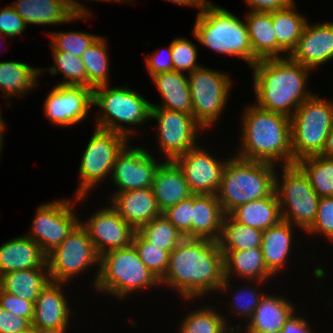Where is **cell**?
I'll return each mask as SVG.
<instances>
[{"label":"cell","mask_w":333,"mask_h":333,"mask_svg":"<svg viewBox=\"0 0 333 333\" xmlns=\"http://www.w3.org/2000/svg\"><path fill=\"white\" fill-rule=\"evenodd\" d=\"M224 255L218 241L185 238L171 253L161 284L173 287L185 299L220 290L224 282Z\"/></svg>","instance_id":"obj_1"},{"label":"cell","mask_w":333,"mask_h":333,"mask_svg":"<svg viewBox=\"0 0 333 333\" xmlns=\"http://www.w3.org/2000/svg\"><path fill=\"white\" fill-rule=\"evenodd\" d=\"M260 59L253 69V85L259 108L289 118L313 94L306 89L312 71L290 57Z\"/></svg>","instance_id":"obj_2"},{"label":"cell","mask_w":333,"mask_h":333,"mask_svg":"<svg viewBox=\"0 0 333 333\" xmlns=\"http://www.w3.org/2000/svg\"><path fill=\"white\" fill-rule=\"evenodd\" d=\"M243 114L241 150L235 156L271 164L283 161L281 166L293 164L290 118L261 109L256 104L246 107Z\"/></svg>","instance_id":"obj_3"},{"label":"cell","mask_w":333,"mask_h":333,"mask_svg":"<svg viewBox=\"0 0 333 333\" xmlns=\"http://www.w3.org/2000/svg\"><path fill=\"white\" fill-rule=\"evenodd\" d=\"M193 35L209 49L243 59L250 67L259 61L253 53L246 22L212 2L207 1L198 12Z\"/></svg>","instance_id":"obj_4"},{"label":"cell","mask_w":333,"mask_h":333,"mask_svg":"<svg viewBox=\"0 0 333 333\" xmlns=\"http://www.w3.org/2000/svg\"><path fill=\"white\" fill-rule=\"evenodd\" d=\"M274 164L236 157L227 159L216 197L225 215L250 201L270 196L275 189Z\"/></svg>","instance_id":"obj_5"},{"label":"cell","mask_w":333,"mask_h":333,"mask_svg":"<svg viewBox=\"0 0 333 333\" xmlns=\"http://www.w3.org/2000/svg\"><path fill=\"white\" fill-rule=\"evenodd\" d=\"M98 268L93 285L95 289L120 299L130 296L133 291L161 285L160 280L139 258L132 244L102 254Z\"/></svg>","instance_id":"obj_6"},{"label":"cell","mask_w":333,"mask_h":333,"mask_svg":"<svg viewBox=\"0 0 333 333\" xmlns=\"http://www.w3.org/2000/svg\"><path fill=\"white\" fill-rule=\"evenodd\" d=\"M151 104L138 92L128 87L99 86L93 89V105L100 108L97 113L96 128L118 132L129 138L137 132L135 129L126 128L124 124L142 125L150 120ZM101 110L104 113H100Z\"/></svg>","instance_id":"obj_7"},{"label":"cell","mask_w":333,"mask_h":333,"mask_svg":"<svg viewBox=\"0 0 333 333\" xmlns=\"http://www.w3.org/2000/svg\"><path fill=\"white\" fill-rule=\"evenodd\" d=\"M293 164L299 159L321 155L333 124V102L313 94L290 118Z\"/></svg>","instance_id":"obj_8"},{"label":"cell","mask_w":333,"mask_h":333,"mask_svg":"<svg viewBox=\"0 0 333 333\" xmlns=\"http://www.w3.org/2000/svg\"><path fill=\"white\" fill-rule=\"evenodd\" d=\"M282 169L283 179L280 180L275 174L274 189L279 200L282 220L306 232L315 222L320 197L296 163L282 165Z\"/></svg>","instance_id":"obj_9"},{"label":"cell","mask_w":333,"mask_h":333,"mask_svg":"<svg viewBox=\"0 0 333 333\" xmlns=\"http://www.w3.org/2000/svg\"><path fill=\"white\" fill-rule=\"evenodd\" d=\"M188 84L192 116L203 129L213 127L226 107L232 80L227 73L200 66L189 73Z\"/></svg>","instance_id":"obj_10"},{"label":"cell","mask_w":333,"mask_h":333,"mask_svg":"<svg viewBox=\"0 0 333 333\" xmlns=\"http://www.w3.org/2000/svg\"><path fill=\"white\" fill-rule=\"evenodd\" d=\"M79 167L80 187L75 197H86L89 190L112 173L117 155L129 144L124 134L95 128ZM87 194V195H86Z\"/></svg>","instance_id":"obj_11"},{"label":"cell","mask_w":333,"mask_h":333,"mask_svg":"<svg viewBox=\"0 0 333 333\" xmlns=\"http://www.w3.org/2000/svg\"><path fill=\"white\" fill-rule=\"evenodd\" d=\"M47 264L50 281L64 284L91 265H100V255L81 222L47 255Z\"/></svg>","instance_id":"obj_12"},{"label":"cell","mask_w":333,"mask_h":333,"mask_svg":"<svg viewBox=\"0 0 333 333\" xmlns=\"http://www.w3.org/2000/svg\"><path fill=\"white\" fill-rule=\"evenodd\" d=\"M85 197H75V200L59 199L40 205L32 221V228L27 237L35 241L48 255L58 247L81 221L73 211L74 203Z\"/></svg>","instance_id":"obj_13"},{"label":"cell","mask_w":333,"mask_h":333,"mask_svg":"<svg viewBox=\"0 0 333 333\" xmlns=\"http://www.w3.org/2000/svg\"><path fill=\"white\" fill-rule=\"evenodd\" d=\"M151 119L158 122L159 148L166 159L174 161L197 146V133L204 130L192 114L163 108H151Z\"/></svg>","instance_id":"obj_14"},{"label":"cell","mask_w":333,"mask_h":333,"mask_svg":"<svg viewBox=\"0 0 333 333\" xmlns=\"http://www.w3.org/2000/svg\"><path fill=\"white\" fill-rule=\"evenodd\" d=\"M92 106V89L85 86L56 85L47 95L43 109L52 124L67 127L88 118Z\"/></svg>","instance_id":"obj_15"},{"label":"cell","mask_w":333,"mask_h":333,"mask_svg":"<svg viewBox=\"0 0 333 333\" xmlns=\"http://www.w3.org/2000/svg\"><path fill=\"white\" fill-rule=\"evenodd\" d=\"M127 144L117 155L111 177L113 184L119 187L115 193L152 188L156 169L160 161L143 147L129 148Z\"/></svg>","instance_id":"obj_16"},{"label":"cell","mask_w":333,"mask_h":333,"mask_svg":"<svg viewBox=\"0 0 333 333\" xmlns=\"http://www.w3.org/2000/svg\"><path fill=\"white\" fill-rule=\"evenodd\" d=\"M174 161L183 171L193 194H217L227 160L219 161L206 149L195 146Z\"/></svg>","instance_id":"obj_17"},{"label":"cell","mask_w":333,"mask_h":333,"mask_svg":"<svg viewBox=\"0 0 333 333\" xmlns=\"http://www.w3.org/2000/svg\"><path fill=\"white\" fill-rule=\"evenodd\" d=\"M93 214L86 222H80L88 231L100 256L109 250L126 248L132 244L135 230L111 205Z\"/></svg>","instance_id":"obj_18"},{"label":"cell","mask_w":333,"mask_h":333,"mask_svg":"<svg viewBox=\"0 0 333 333\" xmlns=\"http://www.w3.org/2000/svg\"><path fill=\"white\" fill-rule=\"evenodd\" d=\"M63 286L64 283L50 281L36 298L31 325L39 333H66L71 309Z\"/></svg>","instance_id":"obj_19"},{"label":"cell","mask_w":333,"mask_h":333,"mask_svg":"<svg viewBox=\"0 0 333 333\" xmlns=\"http://www.w3.org/2000/svg\"><path fill=\"white\" fill-rule=\"evenodd\" d=\"M289 57L306 68L314 70L333 58V22H307L296 48Z\"/></svg>","instance_id":"obj_20"},{"label":"cell","mask_w":333,"mask_h":333,"mask_svg":"<svg viewBox=\"0 0 333 333\" xmlns=\"http://www.w3.org/2000/svg\"><path fill=\"white\" fill-rule=\"evenodd\" d=\"M111 206L135 231L160 216L152 188L113 193Z\"/></svg>","instance_id":"obj_21"},{"label":"cell","mask_w":333,"mask_h":333,"mask_svg":"<svg viewBox=\"0 0 333 333\" xmlns=\"http://www.w3.org/2000/svg\"><path fill=\"white\" fill-rule=\"evenodd\" d=\"M152 190L161 213L193 195L183 171L172 160L160 162L154 175Z\"/></svg>","instance_id":"obj_22"},{"label":"cell","mask_w":333,"mask_h":333,"mask_svg":"<svg viewBox=\"0 0 333 333\" xmlns=\"http://www.w3.org/2000/svg\"><path fill=\"white\" fill-rule=\"evenodd\" d=\"M38 267H48L47 255L26 235L0 245V275Z\"/></svg>","instance_id":"obj_23"},{"label":"cell","mask_w":333,"mask_h":333,"mask_svg":"<svg viewBox=\"0 0 333 333\" xmlns=\"http://www.w3.org/2000/svg\"><path fill=\"white\" fill-rule=\"evenodd\" d=\"M224 255V282L219 291L228 289L233 274L249 281L258 283L267 281L273 275L265 266L261 248L239 251H222Z\"/></svg>","instance_id":"obj_24"},{"label":"cell","mask_w":333,"mask_h":333,"mask_svg":"<svg viewBox=\"0 0 333 333\" xmlns=\"http://www.w3.org/2000/svg\"><path fill=\"white\" fill-rule=\"evenodd\" d=\"M224 217L216 195L193 194L191 238L218 241Z\"/></svg>","instance_id":"obj_25"},{"label":"cell","mask_w":333,"mask_h":333,"mask_svg":"<svg viewBox=\"0 0 333 333\" xmlns=\"http://www.w3.org/2000/svg\"><path fill=\"white\" fill-rule=\"evenodd\" d=\"M26 24H63L84 18L74 16L65 0H17L10 4Z\"/></svg>","instance_id":"obj_26"},{"label":"cell","mask_w":333,"mask_h":333,"mask_svg":"<svg viewBox=\"0 0 333 333\" xmlns=\"http://www.w3.org/2000/svg\"><path fill=\"white\" fill-rule=\"evenodd\" d=\"M254 55L260 59L282 58L287 53L277 42L271 12L249 11L245 15Z\"/></svg>","instance_id":"obj_27"},{"label":"cell","mask_w":333,"mask_h":333,"mask_svg":"<svg viewBox=\"0 0 333 333\" xmlns=\"http://www.w3.org/2000/svg\"><path fill=\"white\" fill-rule=\"evenodd\" d=\"M183 72L168 71L152 76L157 90H159L163 104H151L152 108H163L177 112L192 114V98L188 84V77Z\"/></svg>","instance_id":"obj_28"},{"label":"cell","mask_w":333,"mask_h":333,"mask_svg":"<svg viewBox=\"0 0 333 333\" xmlns=\"http://www.w3.org/2000/svg\"><path fill=\"white\" fill-rule=\"evenodd\" d=\"M291 223L281 220L277 225L263 231L261 243L265 266L274 276L286 266L293 236ZM280 270V271H279Z\"/></svg>","instance_id":"obj_29"},{"label":"cell","mask_w":333,"mask_h":333,"mask_svg":"<svg viewBox=\"0 0 333 333\" xmlns=\"http://www.w3.org/2000/svg\"><path fill=\"white\" fill-rule=\"evenodd\" d=\"M240 224L265 231L281 220V208L275 191L268 197L240 205L229 214Z\"/></svg>","instance_id":"obj_30"},{"label":"cell","mask_w":333,"mask_h":333,"mask_svg":"<svg viewBox=\"0 0 333 333\" xmlns=\"http://www.w3.org/2000/svg\"><path fill=\"white\" fill-rule=\"evenodd\" d=\"M285 297L265 294L245 325L246 330L281 331L286 321L296 311Z\"/></svg>","instance_id":"obj_31"},{"label":"cell","mask_w":333,"mask_h":333,"mask_svg":"<svg viewBox=\"0 0 333 333\" xmlns=\"http://www.w3.org/2000/svg\"><path fill=\"white\" fill-rule=\"evenodd\" d=\"M48 282V267L23 269L1 275V290L35 302Z\"/></svg>","instance_id":"obj_32"},{"label":"cell","mask_w":333,"mask_h":333,"mask_svg":"<svg viewBox=\"0 0 333 333\" xmlns=\"http://www.w3.org/2000/svg\"><path fill=\"white\" fill-rule=\"evenodd\" d=\"M42 68L31 67L19 61L0 62V90L3 97L25 95V92L38 85Z\"/></svg>","instance_id":"obj_33"},{"label":"cell","mask_w":333,"mask_h":333,"mask_svg":"<svg viewBox=\"0 0 333 333\" xmlns=\"http://www.w3.org/2000/svg\"><path fill=\"white\" fill-rule=\"evenodd\" d=\"M295 2H291L283 9L272 11V21L278 44L287 52L289 57L296 48L303 29L308 22L306 18L296 12Z\"/></svg>","instance_id":"obj_34"},{"label":"cell","mask_w":333,"mask_h":333,"mask_svg":"<svg viewBox=\"0 0 333 333\" xmlns=\"http://www.w3.org/2000/svg\"><path fill=\"white\" fill-rule=\"evenodd\" d=\"M262 238V230L240 224L225 215L218 243L221 251L249 250L261 248Z\"/></svg>","instance_id":"obj_35"},{"label":"cell","mask_w":333,"mask_h":333,"mask_svg":"<svg viewBox=\"0 0 333 333\" xmlns=\"http://www.w3.org/2000/svg\"><path fill=\"white\" fill-rule=\"evenodd\" d=\"M296 164L320 198L333 197V158L314 155L301 158Z\"/></svg>","instance_id":"obj_36"},{"label":"cell","mask_w":333,"mask_h":333,"mask_svg":"<svg viewBox=\"0 0 333 333\" xmlns=\"http://www.w3.org/2000/svg\"><path fill=\"white\" fill-rule=\"evenodd\" d=\"M107 45L106 40L99 36L81 56L87 73L88 88L92 90L110 84Z\"/></svg>","instance_id":"obj_37"},{"label":"cell","mask_w":333,"mask_h":333,"mask_svg":"<svg viewBox=\"0 0 333 333\" xmlns=\"http://www.w3.org/2000/svg\"><path fill=\"white\" fill-rule=\"evenodd\" d=\"M211 307L198 308L186 314L180 326V333H234L237 327H229L227 318ZM236 328V329H234ZM237 333H241L238 332Z\"/></svg>","instance_id":"obj_38"},{"label":"cell","mask_w":333,"mask_h":333,"mask_svg":"<svg viewBox=\"0 0 333 333\" xmlns=\"http://www.w3.org/2000/svg\"><path fill=\"white\" fill-rule=\"evenodd\" d=\"M137 232L150 244L168 252H172L185 237L161 214Z\"/></svg>","instance_id":"obj_39"},{"label":"cell","mask_w":333,"mask_h":333,"mask_svg":"<svg viewBox=\"0 0 333 333\" xmlns=\"http://www.w3.org/2000/svg\"><path fill=\"white\" fill-rule=\"evenodd\" d=\"M50 47L53 51V57L56 64L48 69L51 75H57L59 72L62 73L65 78V81L61 83L59 82L57 85L88 87L87 73L81 57L62 51H56L51 45Z\"/></svg>","instance_id":"obj_40"},{"label":"cell","mask_w":333,"mask_h":333,"mask_svg":"<svg viewBox=\"0 0 333 333\" xmlns=\"http://www.w3.org/2000/svg\"><path fill=\"white\" fill-rule=\"evenodd\" d=\"M132 245L146 267L161 280L168 268L170 252L150 244L137 231L133 235Z\"/></svg>","instance_id":"obj_41"},{"label":"cell","mask_w":333,"mask_h":333,"mask_svg":"<svg viewBox=\"0 0 333 333\" xmlns=\"http://www.w3.org/2000/svg\"><path fill=\"white\" fill-rule=\"evenodd\" d=\"M50 45L56 51H62L81 57L87 48L99 37L94 34L82 32H51Z\"/></svg>","instance_id":"obj_42"},{"label":"cell","mask_w":333,"mask_h":333,"mask_svg":"<svg viewBox=\"0 0 333 333\" xmlns=\"http://www.w3.org/2000/svg\"><path fill=\"white\" fill-rule=\"evenodd\" d=\"M173 70L191 73L200 65L197 64V48L184 38H175L171 42Z\"/></svg>","instance_id":"obj_43"},{"label":"cell","mask_w":333,"mask_h":333,"mask_svg":"<svg viewBox=\"0 0 333 333\" xmlns=\"http://www.w3.org/2000/svg\"><path fill=\"white\" fill-rule=\"evenodd\" d=\"M193 195L167 208L162 215L185 237L191 238Z\"/></svg>","instance_id":"obj_44"},{"label":"cell","mask_w":333,"mask_h":333,"mask_svg":"<svg viewBox=\"0 0 333 333\" xmlns=\"http://www.w3.org/2000/svg\"><path fill=\"white\" fill-rule=\"evenodd\" d=\"M307 232L324 234L333 241V197L320 198L315 222Z\"/></svg>","instance_id":"obj_45"},{"label":"cell","mask_w":333,"mask_h":333,"mask_svg":"<svg viewBox=\"0 0 333 333\" xmlns=\"http://www.w3.org/2000/svg\"><path fill=\"white\" fill-rule=\"evenodd\" d=\"M239 289V292L235 293L231 301V305L233 307V312L236 313V315L239 314V316H244L246 319H250L253 315L255 309L260 304L262 298L265 296V293H258V289L255 290V288L252 290L250 287L247 288L246 285Z\"/></svg>","instance_id":"obj_46"},{"label":"cell","mask_w":333,"mask_h":333,"mask_svg":"<svg viewBox=\"0 0 333 333\" xmlns=\"http://www.w3.org/2000/svg\"><path fill=\"white\" fill-rule=\"evenodd\" d=\"M0 307L32 322L34 302L0 290Z\"/></svg>","instance_id":"obj_47"},{"label":"cell","mask_w":333,"mask_h":333,"mask_svg":"<svg viewBox=\"0 0 333 333\" xmlns=\"http://www.w3.org/2000/svg\"><path fill=\"white\" fill-rule=\"evenodd\" d=\"M26 26V22L11 5H6L0 11V34L2 38L20 35L26 29Z\"/></svg>","instance_id":"obj_48"},{"label":"cell","mask_w":333,"mask_h":333,"mask_svg":"<svg viewBox=\"0 0 333 333\" xmlns=\"http://www.w3.org/2000/svg\"><path fill=\"white\" fill-rule=\"evenodd\" d=\"M165 49L160 51H156L151 56H146V68L149 71V75L154 76L159 73L173 71V62H172V53H171V43L169 47L166 49V53L164 54Z\"/></svg>","instance_id":"obj_49"},{"label":"cell","mask_w":333,"mask_h":333,"mask_svg":"<svg viewBox=\"0 0 333 333\" xmlns=\"http://www.w3.org/2000/svg\"><path fill=\"white\" fill-rule=\"evenodd\" d=\"M31 322L0 307V333H19L29 329Z\"/></svg>","instance_id":"obj_50"},{"label":"cell","mask_w":333,"mask_h":333,"mask_svg":"<svg viewBox=\"0 0 333 333\" xmlns=\"http://www.w3.org/2000/svg\"><path fill=\"white\" fill-rule=\"evenodd\" d=\"M293 1L295 0H246L245 2L251 8L249 11L271 12L283 9Z\"/></svg>","instance_id":"obj_51"},{"label":"cell","mask_w":333,"mask_h":333,"mask_svg":"<svg viewBox=\"0 0 333 333\" xmlns=\"http://www.w3.org/2000/svg\"><path fill=\"white\" fill-rule=\"evenodd\" d=\"M310 325L306 319L294 313L284 324L281 333H312ZM314 333V332H313Z\"/></svg>","instance_id":"obj_52"},{"label":"cell","mask_w":333,"mask_h":333,"mask_svg":"<svg viewBox=\"0 0 333 333\" xmlns=\"http://www.w3.org/2000/svg\"><path fill=\"white\" fill-rule=\"evenodd\" d=\"M66 4L71 11V13L74 16H84L85 18L90 17L91 13L86 9V7L82 6L78 1L76 0H65ZM97 1V0H96ZM100 1V0H99ZM102 1H112V2H127L130 0H102Z\"/></svg>","instance_id":"obj_53"},{"label":"cell","mask_w":333,"mask_h":333,"mask_svg":"<svg viewBox=\"0 0 333 333\" xmlns=\"http://www.w3.org/2000/svg\"><path fill=\"white\" fill-rule=\"evenodd\" d=\"M322 156L333 158V124L330 128L329 134L326 139V143L321 154Z\"/></svg>","instance_id":"obj_54"},{"label":"cell","mask_w":333,"mask_h":333,"mask_svg":"<svg viewBox=\"0 0 333 333\" xmlns=\"http://www.w3.org/2000/svg\"><path fill=\"white\" fill-rule=\"evenodd\" d=\"M169 2H173L174 4L177 5H183V6H193V7H197V9H199V11H201L203 9L204 4L208 1V0H167Z\"/></svg>","instance_id":"obj_55"},{"label":"cell","mask_w":333,"mask_h":333,"mask_svg":"<svg viewBox=\"0 0 333 333\" xmlns=\"http://www.w3.org/2000/svg\"><path fill=\"white\" fill-rule=\"evenodd\" d=\"M245 333H281V331L245 330Z\"/></svg>","instance_id":"obj_56"},{"label":"cell","mask_w":333,"mask_h":333,"mask_svg":"<svg viewBox=\"0 0 333 333\" xmlns=\"http://www.w3.org/2000/svg\"><path fill=\"white\" fill-rule=\"evenodd\" d=\"M1 109V107H0ZM6 125L4 124V121L2 120V117H1V110H0V134L4 135V131H5V128Z\"/></svg>","instance_id":"obj_57"},{"label":"cell","mask_w":333,"mask_h":333,"mask_svg":"<svg viewBox=\"0 0 333 333\" xmlns=\"http://www.w3.org/2000/svg\"><path fill=\"white\" fill-rule=\"evenodd\" d=\"M19 333H39V332L34 327L31 326L29 329H26L25 331Z\"/></svg>","instance_id":"obj_58"},{"label":"cell","mask_w":333,"mask_h":333,"mask_svg":"<svg viewBox=\"0 0 333 333\" xmlns=\"http://www.w3.org/2000/svg\"><path fill=\"white\" fill-rule=\"evenodd\" d=\"M3 137H4V136H3L2 134H0V156H1V152H2V146L4 145V144H3V142H4V141H3V140H4Z\"/></svg>","instance_id":"obj_59"}]
</instances>
